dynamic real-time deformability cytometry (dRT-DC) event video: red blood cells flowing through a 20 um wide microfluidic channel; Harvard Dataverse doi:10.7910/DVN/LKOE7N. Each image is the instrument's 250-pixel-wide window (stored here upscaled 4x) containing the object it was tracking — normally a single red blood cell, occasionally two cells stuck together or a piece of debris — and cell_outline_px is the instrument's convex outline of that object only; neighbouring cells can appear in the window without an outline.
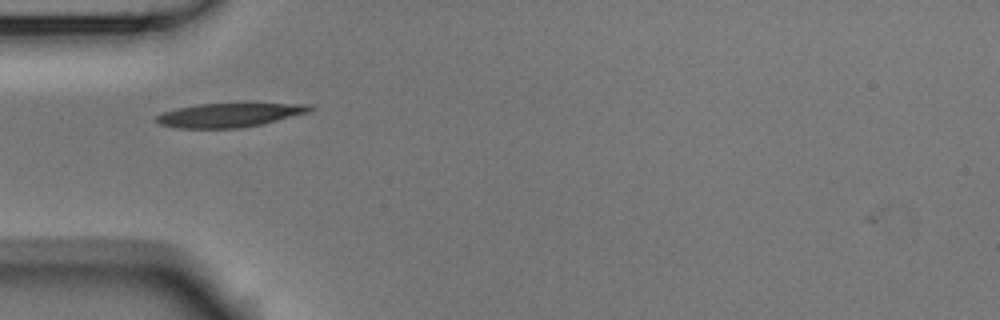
{"species": "Egyptian fruit bat (a non-hibernating species)", "species_latin": "Rousettus aegyptiacus", "temperature_condition": "room temperature", "stored_images_in_passage": 2, "camera_frame_rate_fps": 3000, "um_per_image_px": 0.085, "animal": {"sex": "male"}, "frame": {"image": 1, "passage_image": 1, "time_ms": 0.0, "image_size_px": [1000, 320], "cell_outline_px": [[312, 108], [308, 112], [260, 124], [240, 128], [176, 128], [160, 124], [156, 120], [156, 116], [164, 112], [176, 108], [200, 104], [236, 100], [312, 104]], "centroid_in_image_um": [19.56, 9.71], "position_along_channel_um": 65.4, "area_um2": 22.54}}
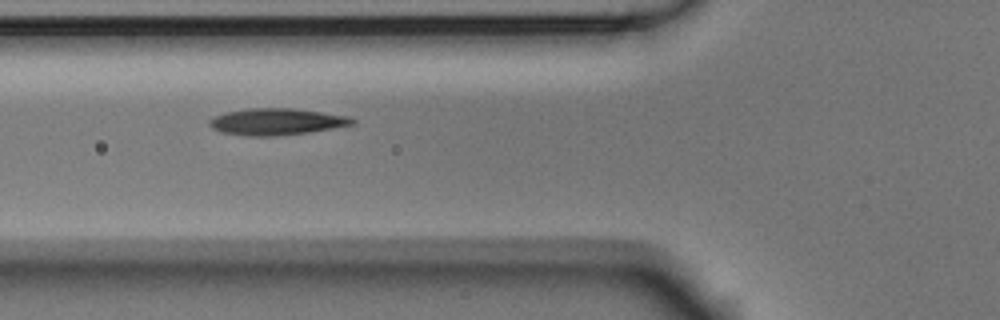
{"frame": {"image": 2, "passage_image": 2, "time_ms": 0.333, "image_size_px": [1000, 320], "cell_outline_px": [[356, 120], [352, 124], [332, 128], [308, 132], [276, 136], [244, 136], [220, 132], [212, 128], [208, 124], [208, 120], [212, 116], [224, 112], [248, 108], [292, 108], [348, 116]], "centroid_in_image_um": [23.41, 10.34], "position_along_channel_um": 102.4, "area_um2": 22.25}}